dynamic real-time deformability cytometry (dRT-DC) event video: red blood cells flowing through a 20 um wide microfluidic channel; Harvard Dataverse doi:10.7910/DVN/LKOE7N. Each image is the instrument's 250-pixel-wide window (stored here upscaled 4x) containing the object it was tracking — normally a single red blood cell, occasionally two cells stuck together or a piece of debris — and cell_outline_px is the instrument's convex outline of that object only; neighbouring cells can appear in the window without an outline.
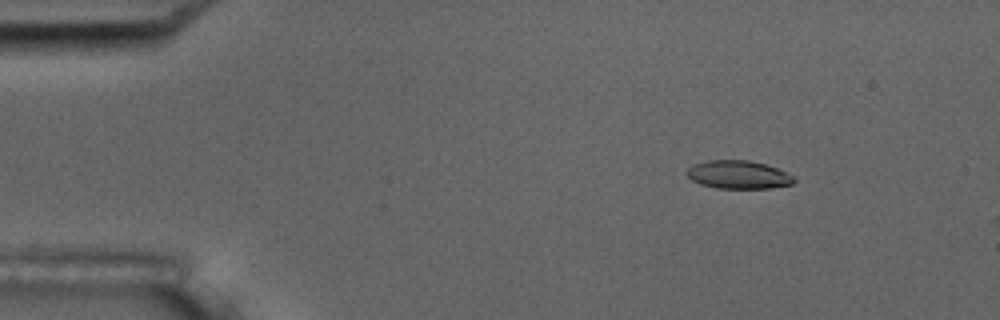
{"species": "common noctule bat (a hibernating species)", "species_latin": "Nyctalus noctula", "temperature_condition": "room temperature", "stored_images_in_passage": 10, "camera_frame_rate_fps": 3000, "um_per_image_px": 0.085, "animal": {"sex": "male", "body_mass_g": 17.5, "forearm_length_mm": 52.3}, "frame": {"image": 1, "passage_image": 8, "time_ms": 2.333, "image_size_px": [1000, 320], "cell_outline_px": [[796, 180], [792, 184], [768, 188], [716, 188], [700, 184], [692, 180], [684, 172], [692, 164], [708, 160], [748, 160], [764, 164], [776, 168], [796, 176]], "centroid_in_image_um": [62.74, 14.84], "position_along_channel_um": 22.3, "area_um2": 17.69}}